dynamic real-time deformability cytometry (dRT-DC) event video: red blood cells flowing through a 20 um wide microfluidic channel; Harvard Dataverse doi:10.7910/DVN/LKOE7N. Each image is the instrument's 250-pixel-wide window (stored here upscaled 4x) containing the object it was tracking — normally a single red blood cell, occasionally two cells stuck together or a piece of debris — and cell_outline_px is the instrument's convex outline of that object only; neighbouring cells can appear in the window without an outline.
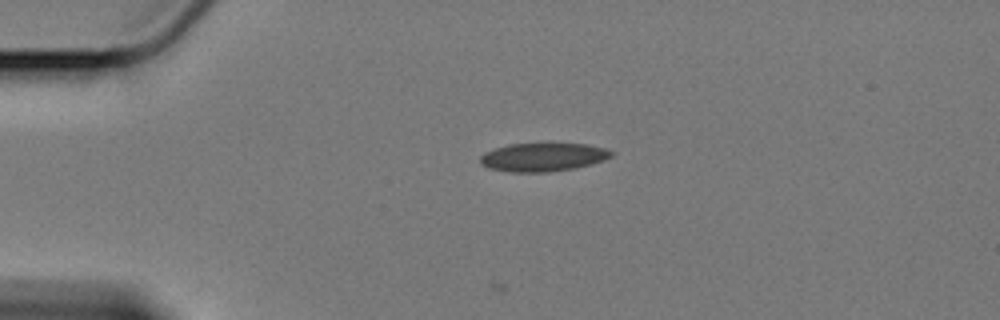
{"species": "Egyptian fruit bat (a non-hibernating species)", "species_latin": "Rousettus aegyptiacus", "temperature_condition": "cold", "stored_images_in_passage": 36, "camera_frame_rate_fps": 3000, "um_per_image_px": 0.085, "animal": {"sex": "female"}, "frame": {"image": 1, "passage_image": 1, "time_ms": 0.0, "image_size_px": [1000, 320], "cell_outline_px": [[612, 156], [604, 160], [572, 168], [548, 172], [508, 172], [488, 168], [480, 164], [480, 156], [484, 152], [496, 148], [512, 144], [584, 144], [604, 148], [612, 152]], "centroid_in_image_um": [46.09, 13.36], "position_along_channel_um": 38.9, "area_um2": 21.39}}
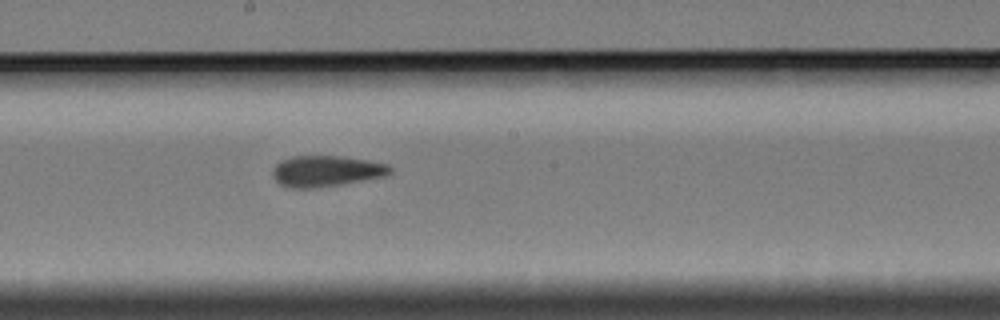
{"frame": {"image": 2, "passage_image": 20, "time_ms": 6.333, "image_size_px": [1000, 320], "cell_outline_px": [[392, 172], [384, 176], [312, 188], [288, 188], [280, 184], [276, 180], [272, 172], [276, 164], [280, 160], [292, 156], [340, 156], [368, 160], [388, 164], [392, 168]], "centroid_in_image_um": [27.7, 14.52], "position_along_channel_um": 220.5, "area_um2": 20.92}}
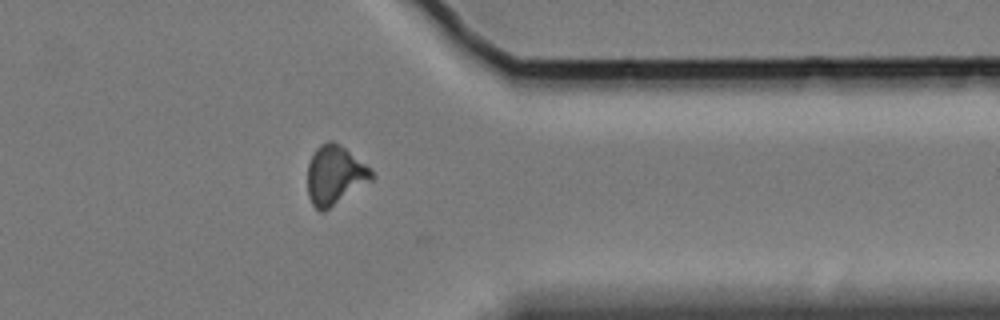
{"frame": {"image": 3, "passage_image": 35, "time_ms": 11.333, "image_size_px": [1000, 320], "cell_outline_px": [[376, 176], [372, 180], [324, 212], [320, 212], [312, 204], [308, 196], [308, 164], [312, 152], [320, 144], [328, 140], [332, 140], [340, 144], [364, 164]], "centroid_in_image_um": [28.43, 14.89], "position_along_channel_um": 383.0, "area_um2": 22.02}}